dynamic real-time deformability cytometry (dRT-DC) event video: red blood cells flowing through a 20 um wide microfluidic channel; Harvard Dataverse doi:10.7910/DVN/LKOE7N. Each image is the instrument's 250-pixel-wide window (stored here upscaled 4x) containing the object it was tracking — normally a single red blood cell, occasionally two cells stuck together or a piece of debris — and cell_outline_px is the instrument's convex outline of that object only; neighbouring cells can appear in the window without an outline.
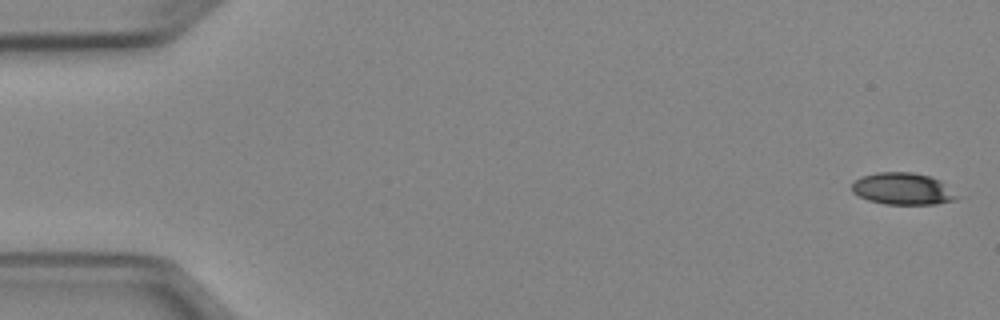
{"species": "Egyptian fruit bat (a non-hibernating species)", "species_latin": "Rousettus aegyptiacus", "temperature_condition": "cold", "stored_images_in_passage": 8, "camera_frame_rate_fps": 3000, "um_per_image_px": 0.085, "animal": {"sex": "female"}, "frame": {"image": 1, "passage_image": 1, "time_ms": 0.0, "image_size_px": [1000, 320], "cell_outline_px": [[964, 196], [956, 200], [936, 204], [884, 204], [868, 200], [852, 192], [852, 184], [860, 176], [876, 172], [912, 172], [928, 176], [940, 180]], "centroid_in_image_um": [76.81, 16.05], "position_along_channel_um": 8.2, "area_um2": 19.88}}